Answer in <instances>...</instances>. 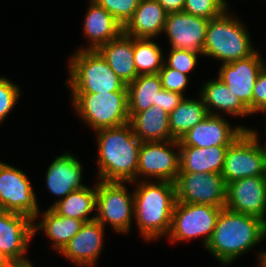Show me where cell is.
Returning <instances> with one entry per match:
<instances>
[{
  "label": "cell",
  "mask_w": 266,
  "mask_h": 267,
  "mask_svg": "<svg viewBox=\"0 0 266 267\" xmlns=\"http://www.w3.org/2000/svg\"><path fill=\"white\" fill-rule=\"evenodd\" d=\"M227 11L209 20L203 47L204 56L222 60L223 63L245 59L256 52L245 25Z\"/></svg>",
  "instance_id": "obj_5"
},
{
  "label": "cell",
  "mask_w": 266,
  "mask_h": 267,
  "mask_svg": "<svg viewBox=\"0 0 266 267\" xmlns=\"http://www.w3.org/2000/svg\"><path fill=\"white\" fill-rule=\"evenodd\" d=\"M262 111L266 115V67L259 74L252 96V114Z\"/></svg>",
  "instance_id": "obj_36"
},
{
  "label": "cell",
  "mask_w": 266,
  "mask_h": 267,
  "mask_svg": "<svg viewBox=\"0 0 266 267\" xmlns=\"http://www.w3.org/2000/svg\"><path fill=\"white\" fill-rule=\"evenodd\" d=\"M200 96V98L203 99L209 115H219L213 109H219L218 111L226 112L233 116L238 115L240 117L251 114L241 103L239 98L234 95L218 77L203 85Z\"/></svg>",
  "instance_id": "obj_25"
},
{
  "label": "cell",
  "mask_w": 266,
  "mask_h": 267,
  "mask_svg": "<svg viewBox=\"0 0 266 267\" xmlns=\"http://www.w3.org/2000/svg\"><path fill=\"white\" fill-rule=\"evenodd\" d=\"M78 50L71 56L70 79L65 83L67 88L71 87L72 93L127 91V85L97 50Z\"/></svg>",
  "instance_id": "obj_4"
},
{
  "label": "cell",
  "mask_w": 266,
  "mask_h": 267,
  "mask_svg": "<svg viewBox=\"0 0 266 267\" xmlns=\"http://www.w3.org/2000/svg\"><path fill=\"white\" fill-rule=\"evenodd\" d=\"M97 51L126 85L138 76L134 64L133 37L122 32L117 38L100 46Z\"/></svg>",
  "instance_id": "obj_20"
},
{
  "label": "cell",
  "mask_w": 266,
  "mask_h": 267,
  "mask_svg": "<svg viewBox=\"0 0 266 267\" xmlns=\"http://www.w3.org/2000/svg\"><path fill=\"white\" fill-rule=\"evenodd\" d=\"M167 14L183 11L185 0H156Z\"/></svg>",
  "instance_id": "obj_38"
},
{
  "label": "cell",
  "mask_w": 266,
  "mask_h": 267,
  "mask_svg": "<svg viewBox=\"0 0 266 267\" xmlns=\"http://www.w3.org/2000/svg\"><path fill=\"white\" fill-rule=\"evenodd\" d=\"M208 115L203 99L194 100L184 98L182 102L169 114V126L172 138L180 140L197 123Z\"/></svg>",
  "instance_id": "obj_29"
},
{
  "label": "cell",
  "mask_w": 266,
  "mask_h": 267,
  "mask_svg": "<svg viewBox=\"0 0 266 267\" xmlns=\"http://www.w3.org/2000/svg\"><path fill=\"white\" fill-rule=\"evenodd\" d=\"M96 186H85L70 192L64 199H59L50 208L60 216L70 217L84 222L95 220L96 216L89 218L88 214L96 209Z\"/></svg>",
  "instance_id": "obj_28"
},
{
  "label": "cell",
  "mask_w": 266,
  "mask_h": 267,
  "mask_svg": "<svg viewBox=\"0 0 266 267\" xmlns=\"http://www.w3.org/2000/svg\"><path fill=\"white\" fill-rule=\"evenodd\" d=\"M222 208L211 205L191 204L176 201L167 236L171 241H187L195 237H204V246L208 244L216 226Z\"/></svg>",
  "instance_id": "obj_8"
},
{
  "label": "cell",
  "mask_w": 266,
  "mask_h": 267,
  "mask_svg": "<svg viewBox=\"0 0 266 267\" xmlns=\"http://www.w3.org/2000/svg\"><path fill=\"white\" fill-rule=\"evenodd\" d=\"M227 4L225 0H185L183 11L210 20L221 15Z\"/></svg>",
  "instance_id": "obj_31"
},
{
  "label": "cell",
  "mask_w": 266,
  "mask_h": 267,
  "mask_svg": "<svg viewBox=\"0 0 266 267\" xmlns=\"http://www.w3.org/2000/svg\"><path fill=\"white\" fill-rule=\"evenodd\" d=\"M245 130V127H231L221 115H207L179 140V146L198 148L230 146Z\"/></svg>",
  "instance_id": "obj_16"
},
{
  "label": "cell",
  "mask_w": 266,
  "mask_h": 267,
  "mask_svg": "<svg viewBox=\"0 0 266 267\" xmlns=\"http://www.w3.org/2000/svg\"><path fill=\"white\" fill-rule=\"evenodd\" d=\"M78 159L71 153L56 156L48 166L46 172V185L48 190L64 199L70 192L81 189L87 185L81 183L82 168Z\"/></svg>",
  "instance_id": "obj_19"
},
{
  "label": "cell",
  "mask_w": 266,
  "mask_h": 267,
  "mask_svg": "<svg viewBox=\"0 0 266 267\" xmlns=\"http://www.w3.org/2000/svg\"><path fill=\"white\" fill-rule=\"evenodd\" d=\"M89 9L84 21V35L90 41L88 48L97 50L100 46L117 38L122 32L121 24L103 7L90 0Z\"/></svg>",
  "instance_id": "obj_24"
},
{
  "label": "cell",
  "mask_w": 266,
  "mask_h": 267,
  "mask_svg": "<svg viewBox=\"0 0 266 267\" xmlns=\"http://www.w3.org/2000/svg\"><path fill=\"white\" fill-rule=\"evenodd\" d=\"M35 195L24 172L0 161V209L26 215L35 221L40 216Z\"/></svg>",
  "instance_id": "obj_10"
},
{
  "label": "cell",
  "mask_w": 266,
  "mask_h": 267,
  "mask_svg": "<svg viewBox=\"0 0 266 267\" xmlns=\"http://www.w3.org/2000/svg\"><path fill=\"white\" fill-rule=\"evenodd\" d=\"M98 176L101 181L135 182L141 140L130 123L97 130Z\"/></svg>",
  "instance_id": "obj_1"
},
{
  "label": "cell",
  "mask_w": 266,
  "mask_h": 267,
  "mask_svg": "<svg viewBox=\"0 0 266 267\" xmlns=\"http://www.w3.org/2000/svg\"><path fill=\"white\" fill-rule=\"evenodd\" d=\"M42 218L39 224H33L34 235L38 230H43L45 235L54 243L52 244L53 248L59 252L64 249L85 223L82 220L60 216L51 208L44 211Z\"/></svg>",
  "instance_id": "obj_26"
},
{
  "label": "cell",
  "mask_w": 266,
  "mask_h": 267,
  "mask_svg": "<svg viewBox=\"0 0 266 267\" xmlns=\"http://www.w3.org/2000/svg\"><path fill=\"white\" fill-rule=\"evenodd\" d=\"M34 220L0 209V251L11 261L27 259L24 253L34 235Z\"/></svg>",
  "instance_id": "obj_17"
},
{
  "label": "cell",
  "mask_w": 266,
  "mask_h": 267,
  "mask_svg": "<svg viewBox=\"0 0 266 267\" xmlns=\"http://www.w3.org/2000/svg\"><path fill=\"white\" fill-rule=\"evenodd\" d=\"M108 11L124 27L132 18L141 0H92Z\"/></svg>",
  "instance_id": "obj_32"
},
{
  "label": "cell",
  "mask_w": 266,
  "mask_h": 267,
  "mask_svg": "<svg viewBox=\"0 0 266 267\" xmlns=\"http://www.w3.org/2000/svg\"><path fill=\"white\" fill-rule=\"evenodd\" d=\"M19 86L11 80L0 77V123L11 112L20 97Z\"/></svg>",
  "instance_id": "obj_34"
},
{
  "label": "cell",
  "mask_w": 266,
  "mask_h": 267,
  "mask_svg": "<svg viewBox=\"0 0 266 267\" xmlns=\"http://www.w3.org/2000/svg\"><path fill=\"white\" fill-rule=\"evenodd\" d=\"M199 54L201 55V53L195 51L170 48L168 59L164 62L168 67L187 75L195 68Z\"/></svg>",
  "instance_id": "obj_33"
},
{
  "label": "cell",
  "mask_w": 266,
  "mask_h": 267,
  "mask_svg": "<svg viewBox=\"0 0 266 267\" xmlns=\"http://www.w3.org/2000/svg\"><path fill=\"white\" fill-rule=\"evenodd\" d=\"M209 20L184 11L167 14L163 32L171 48L195 51L203 55Z\"/></svg>",
  "instance_id": "obj_15"
},
{
  "label": "cell",
  "mask_w": 266,
  "mask_h": 267,
  "mask_svg": "<svg viewBox=\"0 0 266 267\" xmlns=\"http://www.w3.org/2000/svg\"><path fill=\"white\" fill-rule=\"evenodd\" d=\"M129 123L141 142L174 140L169 126V113L158 105H152L139 113H128Z\"/></svg>",
  "instance_id": "obj_22"
},
{
  "label": "cell",
  "mask_w": 266,
  "mask_h": 267,
  "mask_svg": "<svg viewBox=\"0 0 266 267\" xmlns=\"http://www.w3.org/2000/svg\"><path fill=\"white\" fill-rule=\"evenodd\" d=\"M266 237L262 219L222 208L206 249L222 265H229Z\"/></svg>",
  "instance_id": "obj_2"
},
{
  "label": "cell",
  "mask_w": 266,
  "mask_h": 267,
  "mask_svg": "<svg viewBox=\"0 0 266 267\" xmlns=\"http://www.w3.org/2000/svg\"><path fill=\"white\" fill-rule=\"evenodd\" d=\"M158 74L160 76L163 89L183 95L188 83V75L168 67L165 62Z\"/></svg>",
  "instance_id": "obj_35"
},
{
  "label": "cell",
  "mask_w": 266,
  "mask_h": 267,
  "mask_svg": "<svg viewBox=\"0 0 266 267\" xmlns=\"http://www.w3.org/2000/svg\"><path fill=\"white\" fill-rule=\"evenodd\" d=\"M11 260L0 251V267H7Z\"/></svg>",
  "instance_id": "obj_40"
},
{
  "label": "cell",
  "mask_w": 266,
  "mask_h": 267,
  "mask_svg": "<svg viewBox=\"0 0 266 267\" xmlns=\"http://www.w3.org/2000/svg\"><path fill=\"white\" fill-rule=\"evenodd\" d=\"M262 151H263V162H264V167H263V177L266 182V145L265 147L262 146Z\"/></svg>",
  "instance_id": "obj_42"
},
{
  "label": "cell",
  "mask_w": 266,
  "mask_h": 267,
  "mask_svg": "<svg viewBox=\"0 0 266 267\" xmlns=\"http://www.w3.org/2000/svg\"><path fill=\"white\" fill-rule=\"evenodd\" d=\"M72 94L75 111L94 131L129 122L127 91Z\"/></svg>",
  "instance_id": "obj_6"
},
{
  "label": "cell",
  "mask_w": 266,
  "mask_h": 267,
  "mask_svg": "<svg viewBox=\"0 0 266 267\" xmlns=\"http://www.w3.org/2000/svg\"><path fill=\"white\" fill-rule=\"evenodd\" d=\"M184 98V95L180 93L171 92L162 88V90L158 92L157 103H155V105L160 106L170 114Z\"/></svg>",
  "instance_id": "obj_37"
},
{
  "label": "cell",
  "mask_w": 266,
  "mask_h": 267,
  "mask_svg": "<svg viewBox=\"0 0 266 267\" xmlns=\"http://www.w3.org/2000/svg\"><path fill=\"white\" fill-rule=\"evenodd\" d=\"M225 208L233 212L256 216L266 222L264 177H247L228 183Z\"/></svg>",
  "instance_id": "obj_14"
},
{
  "label": "cell",
  "mask_w": 266,
  "mask_h": 267,
  "mask_svg": "<svg viewBox=\"0 0 266 267\" xmlns=\"http://www.w3.org/2000/svg\"><path fill=\"white\" fill-rule=\"evenodd\" d=\"M258 256H259V263H260V265H259V267H266V251H264V252H260L259 254H258Z\"/></svg>",
  "instance_id": "obj_41"
},
{
  "label": "cell",
  "mask_w": 266,
  "mask_h": 267,
  "mask_svg": "<svg viewBox=\"0 0 266 267\" xmlns=\"http://www.w3.org/2000/svg\"><path fill=\"white\" fill-rule=\"evenodd\" d=\"M265 67L264 61L256 51L248 58L222 63L219 69L218 78L239 98L251 114L253 87Z\"/></svg>",
  "instance_id": "obj_13"
},
{
  "label": "cell",
  "mask_w": 266,
  "mask_h": 267,
  "mask_svg": "<svg viewBox=\"0 0 266 267\" xmlns=\"http://www.w3.org/2000/svg\"><path fill=\"white\" fill-rule=\"evenodd\" d=\"M228 147L229 146H212L198 148L195 146H179V173L221 174Z\"/></svg>",
  "instance_id": "obj_23"
},
{
  "label": "cell",
  "mask_w": 266,
  "mask_h": 267,
  "mask_svg": "<svg viewBox=\"0 0 266 267\" xmlns=\"http://www.w3.org/2000/svg\"><path fill=\"white\" fill-rule=\"evenodd\" d=\"M254 130H245L227 149L221 175L225 183L263 176V151Z\"/></svg>",
  "instance_id": "obj_9"
},
{
  "label": "cell",
  "mask_w": 266,
  "mask_h": 267,
  "mask_svg": "<svg viewBox=\"0 0 266 267\" xmlns=\"http://www.w3.org/2000/svg\"><path fill=\"white\" fill-rule=\"evenodd\" d=\"M172 147L179 149V141L142 142L136 178L141 175L175 183L180 172V153L172 151Z\"/></svg>",
  "instance_id": "obj_12"
},
{
  "label": "cell",
  "mask_w": 266,
  "mask_h": 267,
  "mask_svg": "<svg viewBox=\"0 0 266 267\" xmlns=\"http://www.w3.org/2000/svg\"><path fill=\"white\" fill-rule=\"evenodd\" d=\"M104 228L96 219L85 222L60 253L78 266L92 267L102 252Z\"/></svg>",
  "instance_id": "obj_18"
},
{
  "label": "cell",
  "mask_w": 266,
  "mask_h": 267,
  "mask_svg": "<svg viewBox=\"0 0 266 267\" xmlns=\"http://www.w3.org/2000/svg\"><path fill=\"white\" fill-rule=\"evenodd\" d=\"M177 201L225 208L227 184L221 174L179 173Z\"/></svg>",
  "instance_id": "obj_11"
},
{
  "label": "cell",
  "mask_w": 266,
  "mask_h": 267,
  "mask_svg": "<svg viewBox=\"0 0 266 267\" xmlns=\"http://www.w3.org/2000/svg\"><path fill=\"white\" fill-rule=\"evenodd\" d=\"M167 13L156 0H141L123 32L133 38L153 39L163 32Z\"/></svg>",
  "instance_id": "obj_21"
},
{
  "label": "cell",
  "mask_w": 266,
  "mask_h": 267,
  "mask_svg": "<svg viewBox=\"0 0 266 267\" xmlns=\"http://www.w3.org/2000/svg\"><path fill=\"white\" fill-rule=\"evenodd\" d=\"M154 182L143 180L133 192L134 218L148 241L168 235L177 201L174 182Z\"/></svg>",
  "instance_id": "obj_3"
},
{
  "label": "cell",
  "mask_w": 266,
  "mask_h": 267,
  "mask_svg": "<svg viewBox=\"0 0 266 267\" xmlns=\"http://www.w3.org/2000/svg\"><path fill=\"white\" fill-rule=\"evenodd\" d=\"M96 220L108 222L116 232L128 233L134 217V194H129L123 182L99 180L96 183Z\"/></svg>",
  "instance_id": "obj_7"
},
{
  "label": "cell",
  "mask_w": 266,
  "mask_h": 267,
  "mask_svg": "<svg viewBox=\"0 0 266 267\" xmlns=\"http://www.w3.org/2000/svg\"><path fill=\"white\" fill-rule=\"evenodd\" d=\"M152 39L134 38V64L138 75L157 74L166 60Z\"/></svg>",
  "instance_id": "obj_30"
},
{
  "label": "cell",
  "mask_w": 266,
  "mask_h": 267,
  "mask_svg": "<svg viewBox=\"0 0 266 267\" xmlns=\"http://www.w3.org/2000/svg\"><path fill=\"white\" fill-rule=\"evenodd\" d=\"M7 267H33L32 263L28 260L11 261Z\"/></svg>",
  "instance_id": "obj_39"
},
{
  "label": "cell",
  "mask_w": 266,
  "mask_h": 267,
  "mask_svg": "<svg viewBox=\"0 0 266 267\" xmlns=\"http://www.w3.org/2000/svg\"><path fill=\"white\" fill-rule=\"evenodd\" d=\"M159 74H141L127 85L128 113H139L157 103L162 90Z\"/></svg>",
  "instance_id": "obj_27"
}]
</instances>
